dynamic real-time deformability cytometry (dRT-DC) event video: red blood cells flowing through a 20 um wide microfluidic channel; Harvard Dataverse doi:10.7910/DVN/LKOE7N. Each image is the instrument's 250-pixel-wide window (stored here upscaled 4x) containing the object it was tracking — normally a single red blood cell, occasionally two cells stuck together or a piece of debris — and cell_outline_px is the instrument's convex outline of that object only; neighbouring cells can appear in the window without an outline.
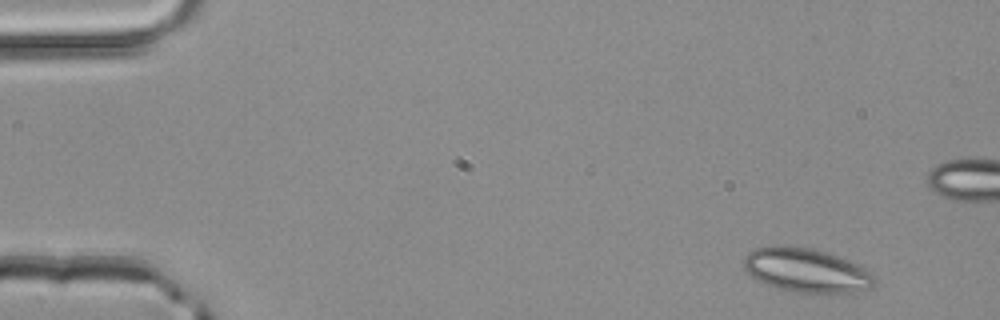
{"species": "common noctule bat (a hibernating species)", "species_latin": "Nyctalus noctula", "temperature_condition": "room temperature", "stored_images_in_passage": 4, "camera_frame_rate_fps": 3000, "um_per_image_px": 0.085, "animal": {"sex": "male", "body_mass_g": 20.4}, "frame": {"image": 1, "passage_image": 1, "time_ms": 0.0, "image_size_px": [1000, 320], "cell_outline_px": [[876, 284], [872, 288], [852, 292], [800, 292], [780, 288], [764, 284], [752, 276], [744, 268], [744, 260], [748, 252], [756, 248], [780, 244], [788, 244], [812, 248], [848, 260], [872, 272], [876, 276]], "centroid_in_image_um": [68.55, 22.95], "position_along_channel_um": 16.4, "area_um2": 33.47}}